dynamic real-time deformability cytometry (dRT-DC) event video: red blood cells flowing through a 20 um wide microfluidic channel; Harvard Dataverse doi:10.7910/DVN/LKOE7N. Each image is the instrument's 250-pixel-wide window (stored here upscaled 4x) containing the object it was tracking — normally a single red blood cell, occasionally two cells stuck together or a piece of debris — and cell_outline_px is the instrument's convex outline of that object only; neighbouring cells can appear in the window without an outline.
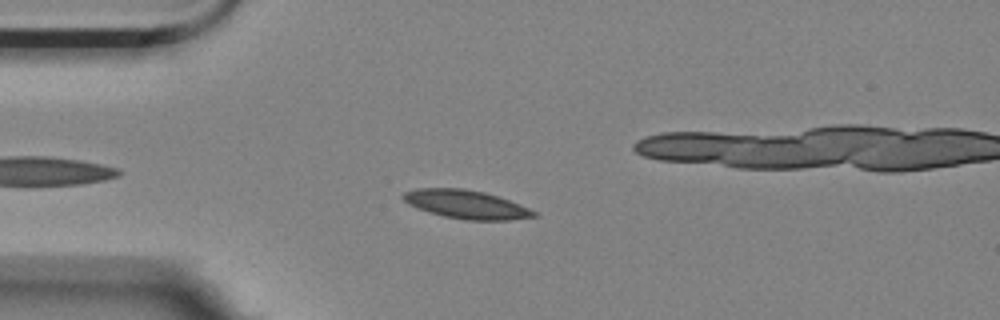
{"species": "Egyptian fruit bat (a non-hibernating species)", "species_latin": "Rousettus aegyptiacus", "temperature_condition": "room temperature", "stored_images_in_passage": 49, "camera_frame_rate_fps": 3000, "um_per_image_px": 0.085, "animal": {"sex": "female"}, "frame": {"image": 1, "passage_image": 6, "time_ms": 1.667, "image_size_px": [1000, 320], "cell_outline_px": [[540, 216], [508, 220], [464, 220], [444, 216], [428, 212], [416, 208], [408, 204], [400, 196], [404, 192], [416, 188], [464, 188], [484, 192], [508, 200], [528, 208], [536, 212]], "centroid_in_image_um": [39.58, 17.37], "position_along_channel_um": 45.4, "area_um2": 21.73}}
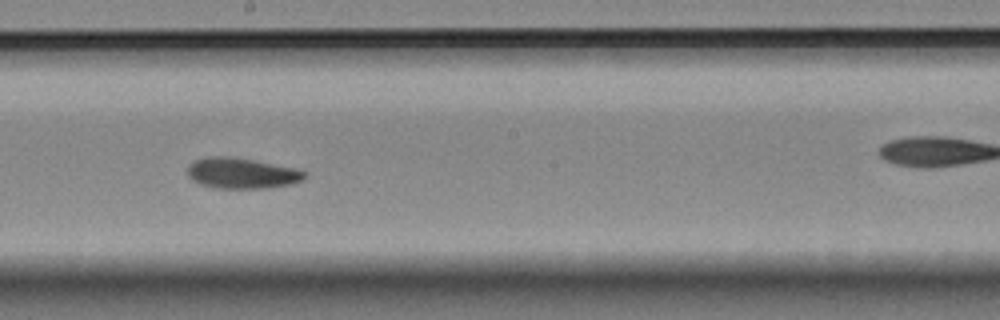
{"frame": {"image": 2, "passage_image": 23, "time_ms": 7.333, "image_size_px": [1000, 320], "cell_outline_px": [[304, 176], [300, 180], [288, 184], [268, 188], [216, 188], [200, 184], [192, 180], [188, 176], [188, 164], [192, 160], [204, 156], [228, 156], [252, 160], [292, 168], [304, 172]], "centroid_in_image_um": [20.41, 14.71], "position_along_channel_um": 227.8, "area_um2": 20.63}}
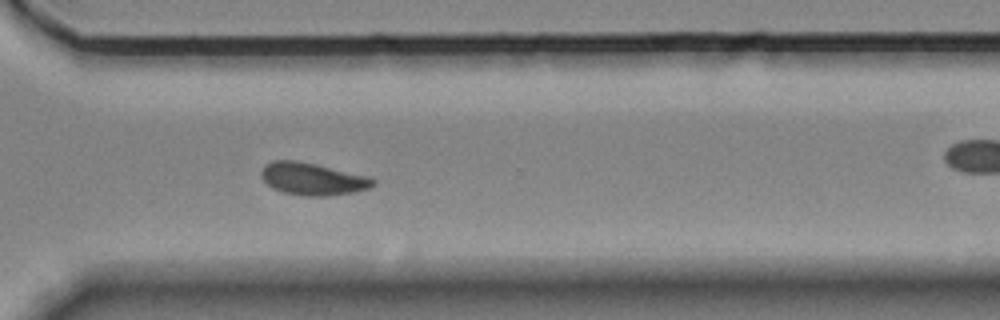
{"frame": {"image": 3, "passage_image": 33, "time_ms": 10.667, "image_size_px": [1000, 320], "cell_outline_px": [[376, 184], [368, 188], [352, 192], [328, 196], [304, 196], [284, 192], [272, 188], [260, 176], [260, 168], [264, 164], [272, 160], [296, 160], [316, 164], [368, 176], [376, 180]], "centroid_in_image_um": [26.53, 15.2], "position_along_channel_um": 344.1, "area_um2": 21.15}}